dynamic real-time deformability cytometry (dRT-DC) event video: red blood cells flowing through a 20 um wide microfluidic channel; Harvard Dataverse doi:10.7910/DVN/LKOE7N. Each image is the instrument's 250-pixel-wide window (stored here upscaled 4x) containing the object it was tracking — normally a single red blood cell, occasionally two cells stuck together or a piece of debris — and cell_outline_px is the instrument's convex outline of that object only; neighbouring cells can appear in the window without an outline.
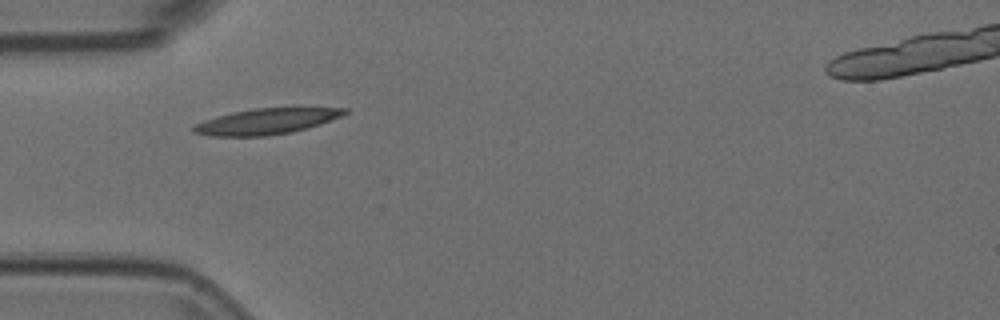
{"species": "Egyptian fruit bat (a non-hibernating species)", "species_latin": "Rousettus aegyptiacus", "temperature_condition": "room temperature", "stored_images_in_passage": 33, "camera_frame_rate_fps": 3000, "um_per_image_px": 0.085, "animal": {"sex": "female"}, "frame": {"image": 1, "passage_image": 1, "time_ms": 0.0, "image_size_px": [1000, 320], "cell_outline_px": [[348, 112], [340, 116], [320, 124], [308, 128], [292, 132], [264, 136], [208, 136], [192, 132], [192, 128], [196, 124], [204, 120], [232, 112], [252, 108], [292, 104], [300, 104], [348, 108]], "centroid_in_image_um": [22.78, 10.24], "position_along_channel_um": 62.2, "area_um2": 24.04}}
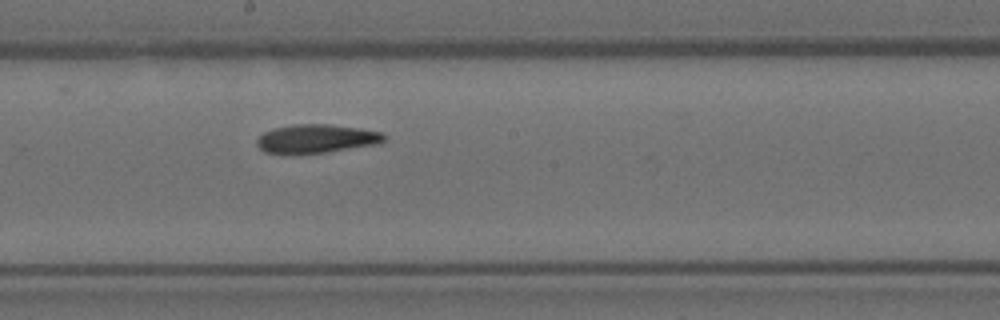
{"frame": {"image": 2, "passage_image": 14, "time_ms": 4.333, "image_size_px": [1000, 320], "cell_outline_px": [[388, 140], [380, 144], [324, 152], [264, 152], [256, 144], [256, 140], [264, 132], [272, 128], [296, 124], [328, 124], [360, 128], [380, 132], [388, 136]], "centroid_in_image_um": [26.97, 11.76], "position_along_channel_um": 221.2, "area_um2": 20.98}}
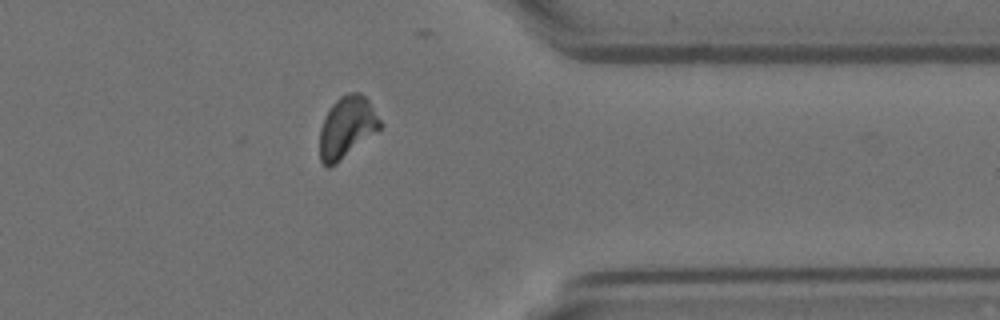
{"frame": {"image": 3, "passage_image": 28, "time_ms": 9.0, "image_size_px": [1000, 320], "cell_outline_px": [[380, 128], [336, 164], [328, 168], [320, 160], [320, 128], [332, 104], [340, 96], [348, 92], [360, 92], [368, 100], [380, 120]], "centroid_in_image_um": [29.46, 10.81], "position_along_channel_um": 381.9, "area_um2": 21.15}, "authors_computed_cell_mechanics": {"area_um2": 21.097, "velocity_mm_per_s": 3.7043, "shape_relaxation_time_tau1_ms": null, "shape_relaxation_time_tau2_ms": 1.8134, "deformation_change_tau1": null, "deformation_change_tau2": 0.0794}}